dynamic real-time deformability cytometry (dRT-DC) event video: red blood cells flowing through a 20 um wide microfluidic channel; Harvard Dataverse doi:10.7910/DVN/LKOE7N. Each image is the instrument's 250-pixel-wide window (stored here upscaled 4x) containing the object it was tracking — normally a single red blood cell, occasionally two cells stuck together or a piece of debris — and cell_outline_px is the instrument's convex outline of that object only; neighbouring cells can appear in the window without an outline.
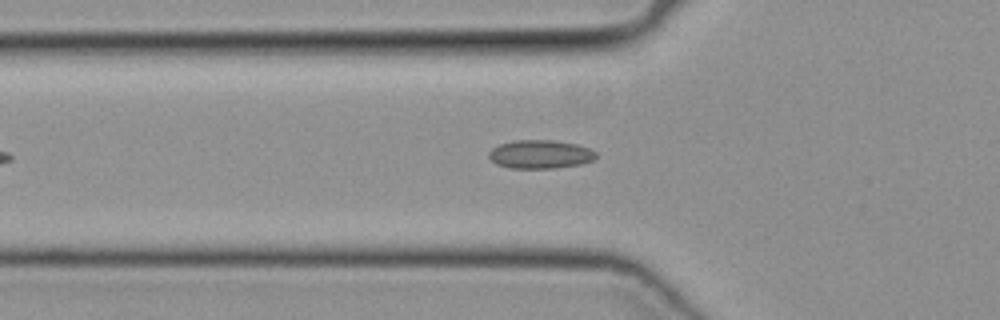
{"species": "common noctule bat (a hibernating species)", "species_latin": "Nyctalus noctula", "temperature_condition": "cold", "stored_images_in_passage": 35, "camera_frame_rate_fps": 3000, "um_per_image_px": 0.085, "animal": {"sex": "female", "body_mass_g": 19.3, "forearm_length_mm": 54.1}, "frame": {"image": 1, "passage_image": 5, "time_ms": 1.333, "image_size_px": [1000, 320], "cell_outline_px": [[596, 156], [592, 160], [580, 164], [552, 168], [508, 168], [496, 164], [488, 156], [488, 152], [492, 148], [500, 144], [512, 140], [552, 140], [576, 144], [588, 148], [596, 152]], "centroid_in_image_um": [45.88, 13.11], "position_along_channel_um": 79.9, "area_um2": 17.74}}
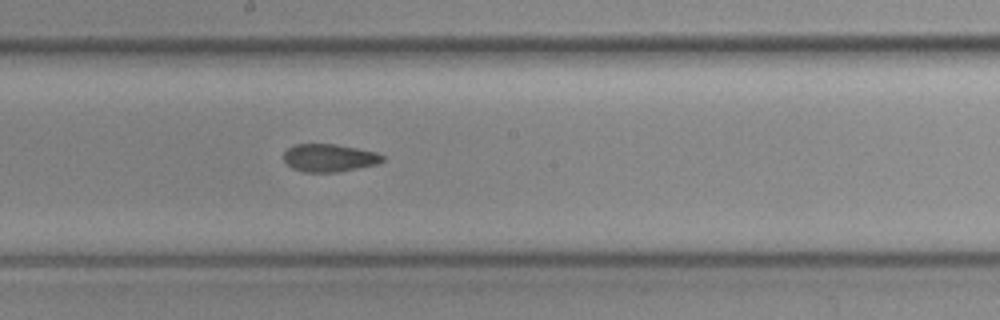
{"frame": {"image": 2, "passage_image": 15, "time_ms": 4.667, "image_size_px": [1000, 320], "cell_outline_px": [[384, 160], [376, 164], [340, 172], [304, 172], [292, 168], [284, 160], [284, 152], [288, 148], [296, 144], [336, 144], [376, 152], [384, 156]], "centroid_in_image_um": [27.98, 13.42], "position_along_channel_um": 220.2, "area_um2": 15.95}}
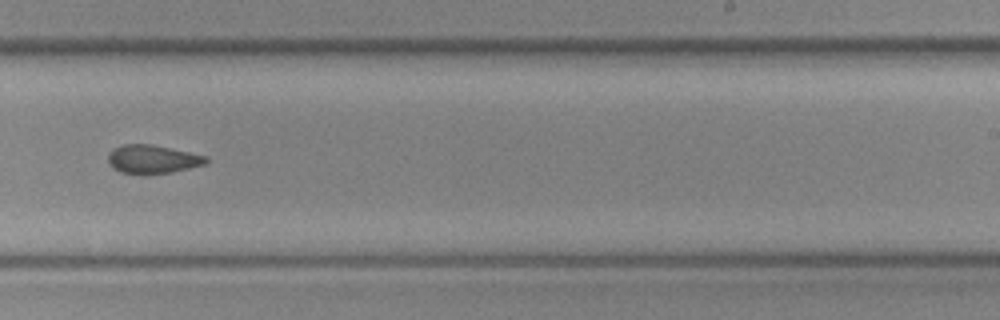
{"frame": {"image": 3, "passage_image": 19, "time_ms": 6.0, "image_size_px": [1000, 320], "cell_outline_px": [[208, 160], [204, 164], [172, 172], [144, 176], [120, 172], [112, 168], [108, 164], [108, 152], [124, 144], [152, 144], [208, 156]], "centroid_in_image_um": [12.93, 13.56], "position_along_channel_um": 276.1, "area_um2": 16.59}}